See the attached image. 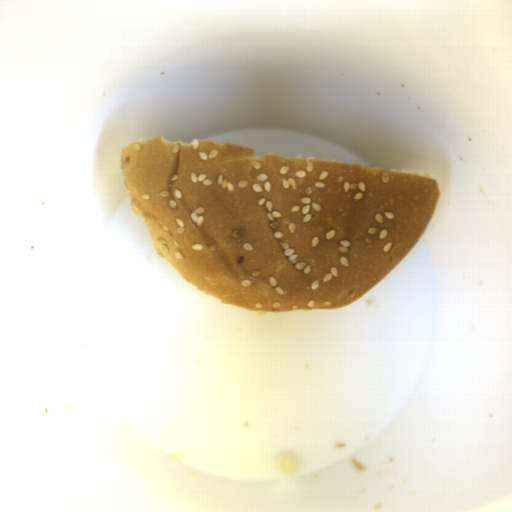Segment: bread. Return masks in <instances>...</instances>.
Instances as JSON below:
<instances>
[{"mask_svg": "<svg viewBox=\"0 0 512 512\" xmlns=\"http://www.w3.org/2000/svg\"><path fill=\"white\" fill-rule=\"evenodd\" d=\"M121 174L161 257L197 290L253 312L339 309L417 245L438 181L215 141L125 143Z\"/></svg>", "mask_w": 512, "mask_h": 512, "instance_id": "8d2b1439", "label": "bread"}]
</instances>
